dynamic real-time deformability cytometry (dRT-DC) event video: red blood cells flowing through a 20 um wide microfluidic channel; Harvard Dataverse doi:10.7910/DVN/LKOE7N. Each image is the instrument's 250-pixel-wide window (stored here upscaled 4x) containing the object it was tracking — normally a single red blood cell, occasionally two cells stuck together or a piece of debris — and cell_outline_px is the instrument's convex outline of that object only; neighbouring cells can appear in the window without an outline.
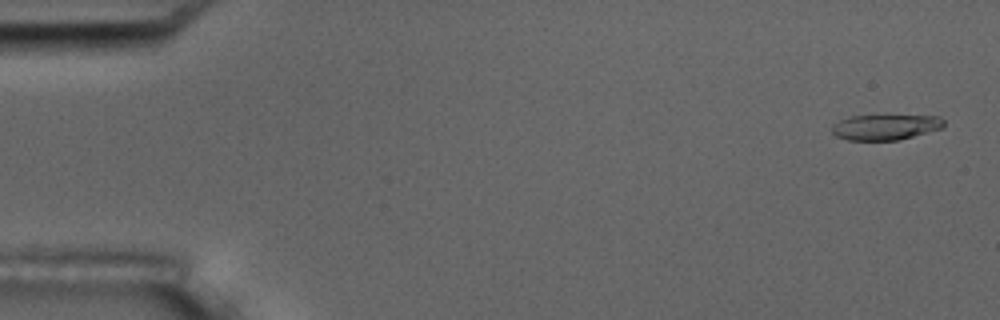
{"species": "common noctule bat (a hibernating species)", "species_latin": "Nyctalus noctula", "temperature_condition": "room temperature", "stored_images_in_passage": 6, "camera_frame_rate_fps": 3000, "um_per_image_px": 0.085, "animal": {"sex": "male", "body_mass_g": 17.5, "forearm_length_mm": 52.3}, "frame": {"image": 1, "passage_image": 1, "time_ms": 0.0, "image_size_px": [1000, 320], "cell_outline_px": [[944, 124], [940, 128], [912, 136], [896, 140], [848, 140], [836, 136], [832, 132], [832, 124], [840, 120], [852, 116], [884, 112], [940, 116], [944, 120]], "centroid_in_image_um": [75.26, 10.73], "position_along_channel_um": 9.7, "area_um2": 17.51}}